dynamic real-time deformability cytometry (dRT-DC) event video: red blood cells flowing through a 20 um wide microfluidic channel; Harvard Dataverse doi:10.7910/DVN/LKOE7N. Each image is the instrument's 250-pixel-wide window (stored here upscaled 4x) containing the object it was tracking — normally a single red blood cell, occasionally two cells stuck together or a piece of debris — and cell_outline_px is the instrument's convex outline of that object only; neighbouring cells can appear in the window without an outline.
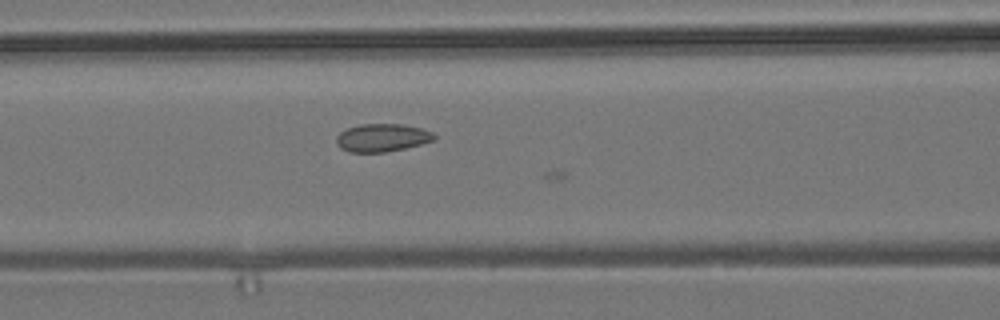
{"species": "common noctule bat (a hibernating species)", "species_latin": "Nyctalus noctula", "temperature_condition": "room temperature", "stored_images_in_passage": 11, "camera_frame_rate_fps": 3000, "um_per_image_px": 0.085, "animal": {"sex": "male", "body_mass_g": 19.2, "forearm_length_mm": 51.8}, "frame": {"image": 1, "passage_image": 9, "time_ms": 2.667, "image_size_px": [1000, 320], "cell_outline_px": [[436, 140], [404, 148], [384, 152], [348, 152], [340, 148], [336, 144], [336, 136], [340, 132], [348, 128], [360, 124], [404, 124], [420, 128], [432, 132], [436, 136]], "centroid_in_image_um": [32.46, 11.7], "position_along_channel_um": 134.1, "area_um2": 15.95}}